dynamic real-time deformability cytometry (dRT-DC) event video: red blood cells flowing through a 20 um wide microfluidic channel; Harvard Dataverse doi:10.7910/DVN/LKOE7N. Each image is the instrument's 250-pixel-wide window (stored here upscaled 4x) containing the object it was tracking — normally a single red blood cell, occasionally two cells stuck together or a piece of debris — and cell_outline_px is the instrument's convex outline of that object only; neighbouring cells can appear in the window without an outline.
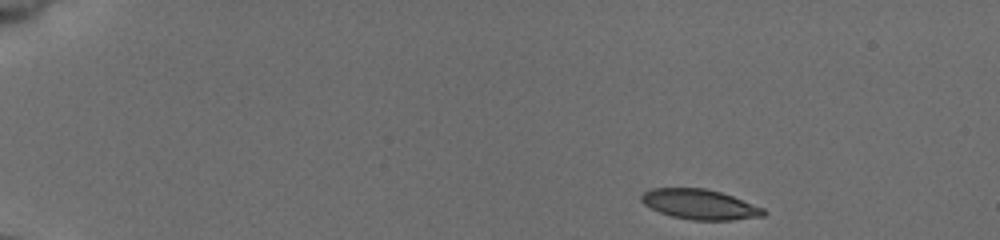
{"species": "common noctule bat (a hibernating species)", "species_latin": "Nyctalus noctula", "temperature_condition": "cold", "stored_images_in_passage": 46, "camera_frame_rate_fps": 3000, "um_per_image_px": 0.085, "animal": {"sex": "female", "body_mass_g": 19.5, "forearm_length_mm": 54.1}, "frame": {"image": 1, "passage_image": 1, "time_ms": 0.0, "image_size_px": [1000, 240], "cell_outline_px": [[768, 212], [764, 216], [732, 220], [692, 220], [672, 216], [660, 212], [644, 204], [640, 200], [640, 196], [644, 192], [652, 188], [704, 188], [720, 192], [732, 196], [764, 208]], "centroid_in_image_um": [59.49, 17.37], "position_along_channel_um": 25.5, "area_um2": 21.33}}
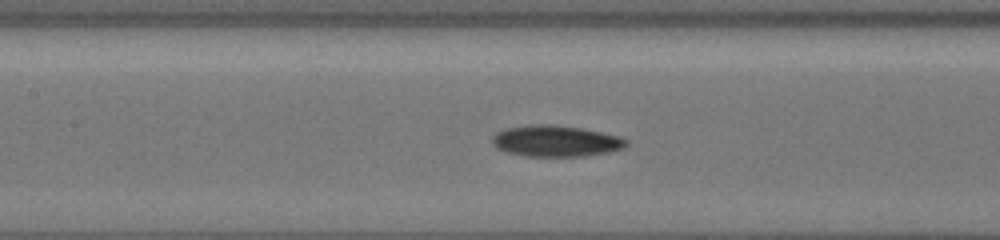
{"frame": {"image": 2, "passage_image": 20, "time_ms": 6.333, "image_size_px": [1000, 240], "cell_outline_px": [[628, 144], [624, 148], [608, 152], [584, 156], [524, 156], [508, 152], [496, 148], [492, 144], [492, 136], [496, 132], [504, 128], [528, 124], [548, 124], [580, 128], [620, 136], [628, 140]], "centroid_in_image_um": [47.21, 11.98], "position_along_channel_um": 160.2, "area_um2": 24.51}}
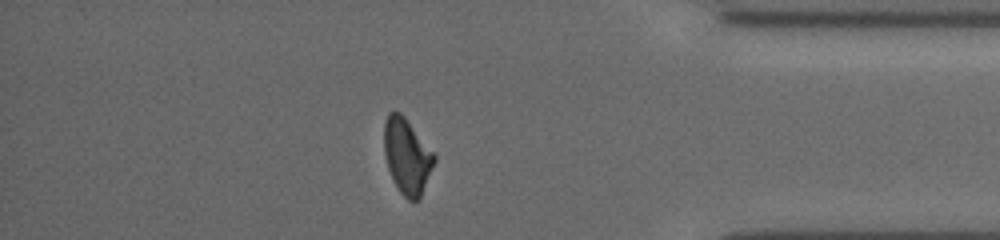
{"frame": {"image": 3, "passage_image": 40, "time_ms": 13.0, "image_size_px": [1000, 240], "cell_outline_px": [[436, 160], [420, 200], [408, 200], [400, 192], [388, 168], [384, 152], [384, 124], [388, 112], [400, 112], [404, 116], [436, 156]], "centroid_in_image_um": [34.6, 13.29], "position_along_channel_um": 400.6, "area_um2": 21.85}, "authors_computed_cell_mechanics": {"area_um2": 22.7154, "velocity_mm_per_s": 3.9245, "shape_relaxation_time_tau1_ms": 5.4996, "shape_relaxation_time_tau2_ms": 2.4339, "deformation_change_tau1": 0.1515, "deformation_change_tau2": 0.0886}}